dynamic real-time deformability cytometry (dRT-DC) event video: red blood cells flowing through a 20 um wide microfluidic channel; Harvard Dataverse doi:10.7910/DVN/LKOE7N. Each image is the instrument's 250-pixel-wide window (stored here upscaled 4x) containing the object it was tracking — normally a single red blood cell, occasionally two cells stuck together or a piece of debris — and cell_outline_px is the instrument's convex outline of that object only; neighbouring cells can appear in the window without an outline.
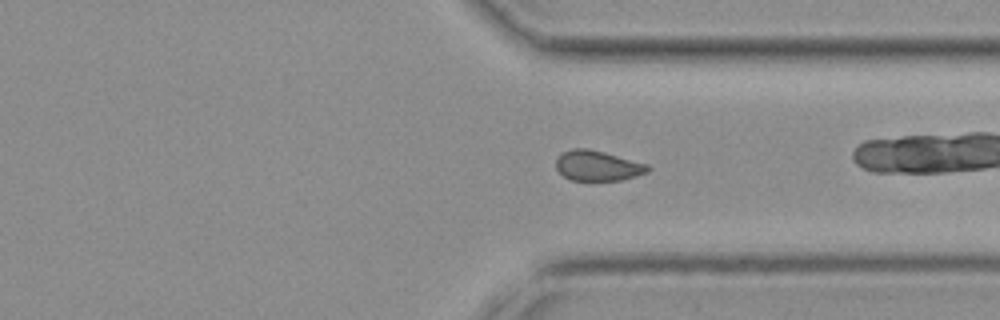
{"species": "common noctule bat (a hibernating species)", "species_latin": "Nyctalus noctula", "temperature_condition": "cold", "stored_images_in_passage": 51, "camera_frame_rate_fps": 3000, "um_per_image_px": 0.085, "animal": {"sex": "female", "body_mass_g": 19.3, "forearm_length_mm": 54.1}, "frame": {"image": 1, "passage_image": 37, "time_ms": 12.0, "image_size_px": [1000, 320], "cell_outline_px": [[652, 168], [648, 172], [636, 176], [620, 180], [572, 180], [564, 176], [556, 168], [556, 160], [564, 152], [572, 148], [588, 148], [604, 152], [648, 164]], "centroid_in_image_um": [50.83, 14.08], "position_along_channel_um": 360.6, "area_um2": 16.07}}